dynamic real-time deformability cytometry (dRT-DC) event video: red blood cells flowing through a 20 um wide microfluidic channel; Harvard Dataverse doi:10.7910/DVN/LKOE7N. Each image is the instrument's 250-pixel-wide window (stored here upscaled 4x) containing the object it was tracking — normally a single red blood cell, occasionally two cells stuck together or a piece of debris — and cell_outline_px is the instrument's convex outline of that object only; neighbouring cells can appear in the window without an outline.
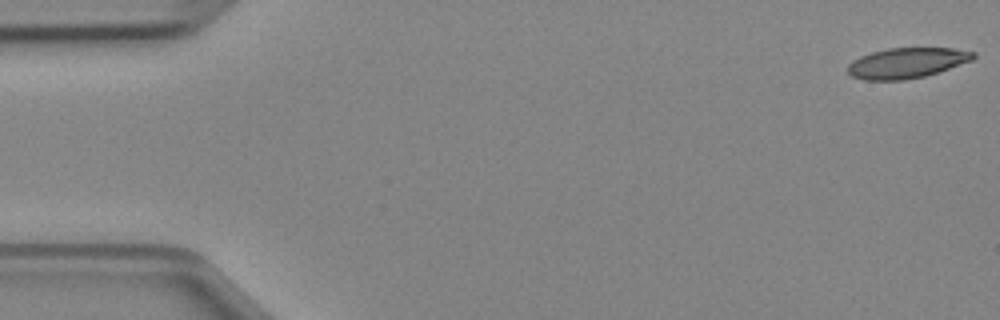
{"species": "Egyptian fruit bat (a non-hibernating species)", "species_latin": "Rousettus aegyptiacus", "temperature_condition": "cold", "stored_images_in_passage": 47, "camera_frame_rate_fps": 3000, "um_per_image_px": 0.085, "animal": {"sex": "female"}, "frame": {"image": 1, "passage_image": 1, "time_ms": 0.0, "image_size_px": [1000, 320], "cell_outline_px": [[976, 56], [972, 60], [924, 76], [904, 80], [864, 80], [852, 76], [848, 72], [848, 64], [852, 60], [860, 56], [872, 52], [888, 48], [952, 48], [976, 52]], "centroid_in_image_um": [77.05, 5.34], "position_along_channel_um": 7.9, "area_um2": 22.08}}
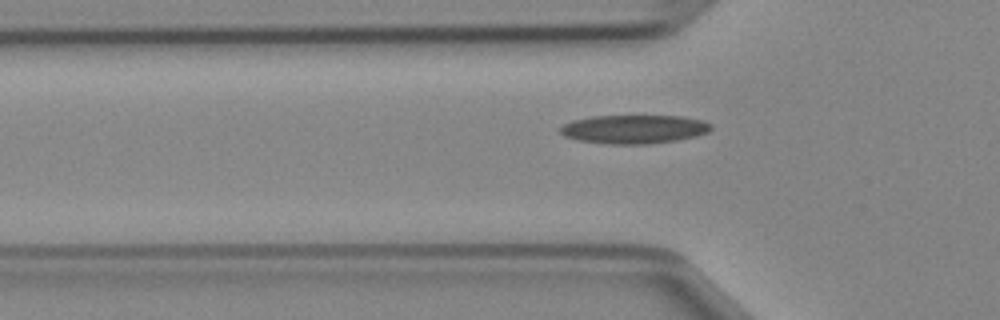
{"frame": {"image": 2, "passage_image": 15, "time_ms": 4.667, "image_size_px": [1000, 320], "cell_outline_px": [[712, 128], [708, 132], [696, 136], [676, 140], [648, 144], [608, 144], [580, 140], [564, 136], [560, 132], [560, 128], [564, 124], [572, 120], [592, 116], [680, 116], [704, 120], [712, 124]], "centroid_in_image_um": [53.91, 10.98], "position_along_channel_um": 71.9, "area_um2": 25.2}}
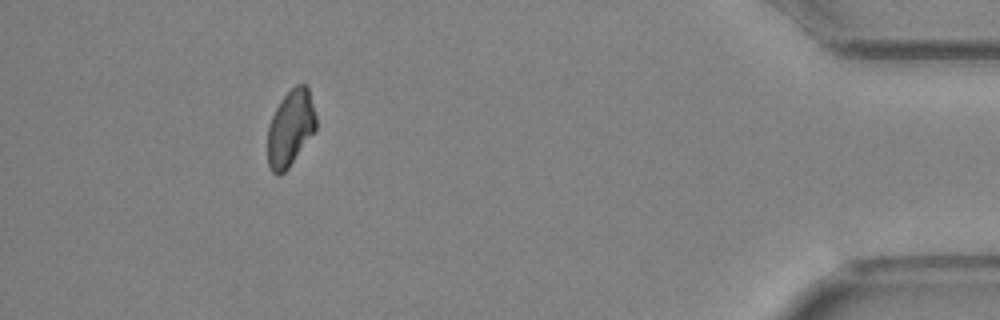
{"frame": {"image": 3, "passage_image": 43, "time_ms": 14.0, "image_size_px": [1000, 320], "cell_outline_px": [[316, 128], [288, 168], [280, 176], [276, 176], [268, 168], [268, 128], [272, 116], [280, 100], [296, 84], [308, 84], [316, 116]], "centroid_in_image_um": [24.68, 10.89], "position_along_channel_um": 410.5, "area_um2": 21.44}}